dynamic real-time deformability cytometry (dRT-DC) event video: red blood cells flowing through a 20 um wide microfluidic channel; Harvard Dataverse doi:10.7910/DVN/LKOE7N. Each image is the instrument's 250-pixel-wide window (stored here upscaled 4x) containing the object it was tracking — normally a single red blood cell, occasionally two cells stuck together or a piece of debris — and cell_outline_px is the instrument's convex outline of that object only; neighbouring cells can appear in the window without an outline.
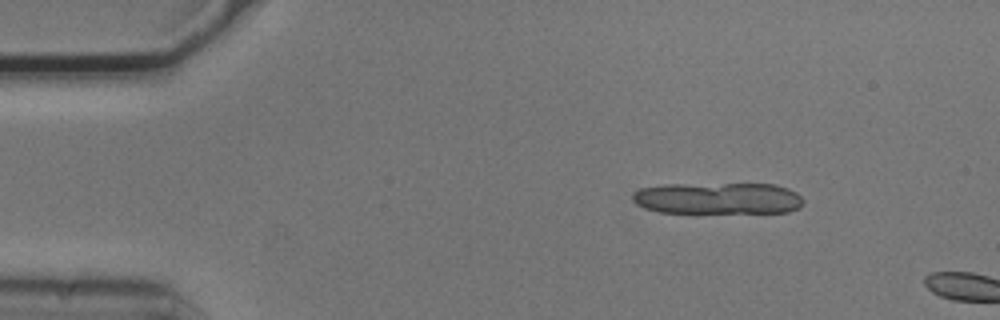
{"species": "common noctule bat (a hibernating species)", "species_latin": "Nyctalus noctula", "temperature_condition": "cold", "stored_images_in_passage": 9, "camera_frame_rate_fps": 3000, "um_per_image_px": 0.085, "animal": {"sex": "male", "body_mass_g": 20.5, "forearm_length_mm": 52.5}, "frame": {"image": 1, "passage_image": 7, "time_ms": 2.0, "image_size_px": [1000, 320], "cell_outline_px": [[804, 204], [800, 208], [788, 212], [660, 212], [644, 208], [636, 204], [632, 200], [632, 192], [640, 188], [664, 184], [776, 184], [788, 188], [796, 192], [804, 200]], "centroid_in_image_um": [61.02, 16.85], "position_along_channel_um": 24.0, "area_um2": 31.67}}